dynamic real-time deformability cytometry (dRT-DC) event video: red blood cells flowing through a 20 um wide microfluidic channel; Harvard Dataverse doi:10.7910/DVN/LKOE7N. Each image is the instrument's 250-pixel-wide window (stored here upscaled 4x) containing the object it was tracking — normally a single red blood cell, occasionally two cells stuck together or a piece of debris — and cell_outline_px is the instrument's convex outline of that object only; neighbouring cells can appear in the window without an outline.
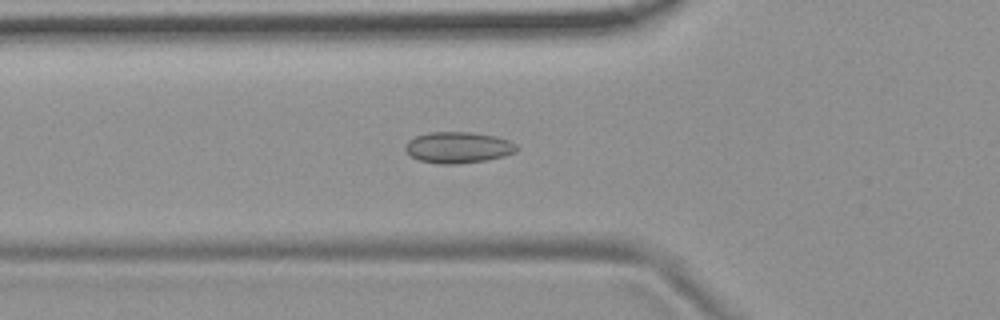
{"species": "common noctule bat (a hibernating species)", "species_latin": "Nyctalus noctula", "temperature_condition": "room temperature", "stored_images_in_passage": 54, "camera_frame_rate_fps": 3000, "um_per_image_px": 0.085, "animal": {"sex": "female", "body_mass_g": 19.9}, "frame": {"image": 1, "passage_image": 19, "time_ms": 6.0, "image_size_px": [1000, 320], "cell_outline_px": [[520, 148], [516, 152], [504, 156], [484, 160], [456, 164], [440, 164], [420, 160], [412, 156], [404, 148], [408, 140], [416, 136], [428, 132], [468, 132], [496, 136], [508, 140], [516, 144]], "centroid_in_image_um": [38.96, 12.53], "position_along_channel_um": 86.8, "area_um2": 20.17}}
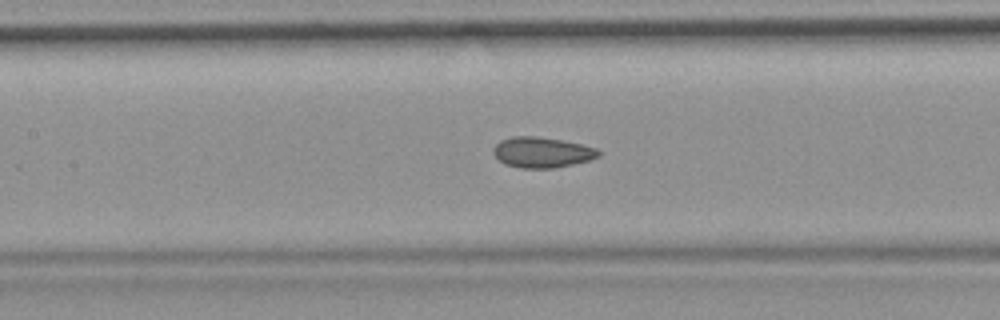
{"frame": {"image": 2, "passage_image": 25, "time_ms": 8.0, "image_size_px": [1000, 320], "cell_outline_px": [[600, 156], [588, 160], [556, 168], [520, 168], [504, 164], [492, 152], [492, 148], [500, 140], [512, 136], [536, 136], [560, 140], [580, 144], [596, 148], [600, 152]], "centroid_in_image_um": [46.03, 12.95], "position_along_channel_um": 161.4, "area_um2": 18.67}}
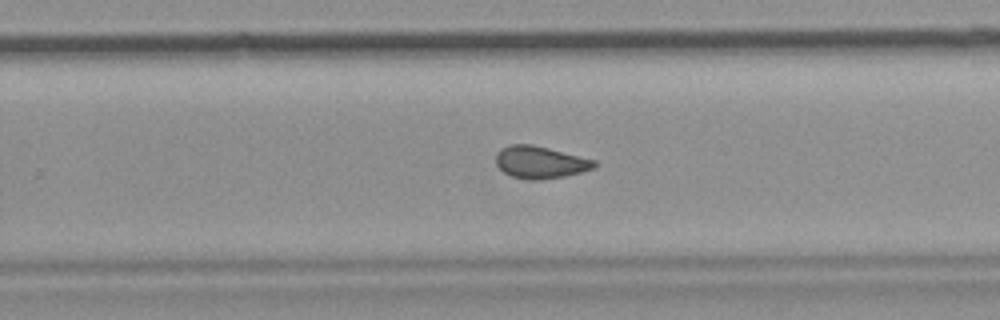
{"frame": {"image": 3, "passage_image": 35, "time_ms": 11.333, "image_size_px": [1000, 320], "cell_outline_px": [[596, 168], [564, 176], [540, 180], [528, 180], [512, 176], [504, 172], [496, 164], [496, 152], [500, 148], [512, 144], [532, 144], [596, 160]], "centroid_in_image_um": [45.91, 13.79], "position_along_channel_um": 283.9, "area_um2": 18.5}, "authors_computed_cell_mechanics": {"area_um2": 18.6983, "velocity_mm_per_s": 3.7053, "shape_relaxation_time_tau1_ms": null, "shape_relaxation_time_tau2_ms": 2.0164, "deformation_change_tau1": null, "deformation_change_tau2": 0.0835}}